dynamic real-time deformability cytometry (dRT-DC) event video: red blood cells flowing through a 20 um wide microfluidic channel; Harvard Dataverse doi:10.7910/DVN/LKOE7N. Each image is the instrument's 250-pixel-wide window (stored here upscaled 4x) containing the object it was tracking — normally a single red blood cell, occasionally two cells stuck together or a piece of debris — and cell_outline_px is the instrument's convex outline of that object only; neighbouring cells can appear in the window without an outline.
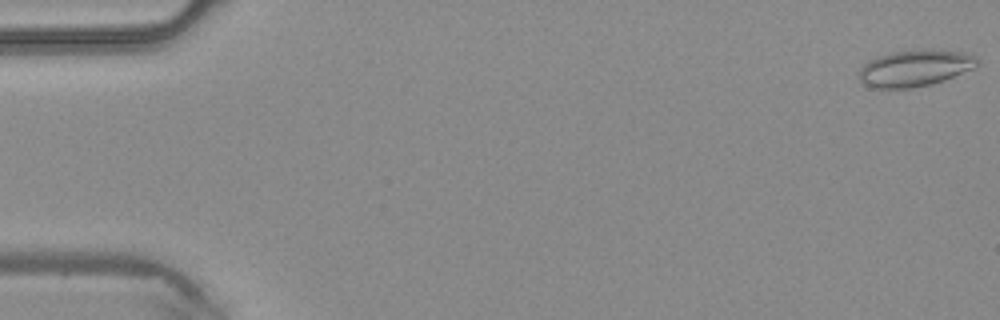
{"species": "common noctule bat (a hibernating species)", "species_latin": "Nyctalus noctula", "temperature_condition": "warm", "stored_images_in_passage": 46, "camera_frame_rate_fps": 3000, "um_per_image_px": 0.085, "animal": {"sex": "male", "body_mass_g": 20.4}, "frame": {"image": 1, "passage_image": 1, "time_ms": 0.0, "image_size_px": [1000, 320], "cell_outline_px": [[980, 64], [972, 68], [944, 80], [932, 84], [912, 88], [872, 88], [864, 84], [860, 80], [860, 68], [868, 60], [892, 52], [924, 48], [964, 52], [976, 56], [980, 60]], "centroid_in_image_um": [77.79, 5.78], "position_along_channel_um": 7.2, "area_um2": 25.32}}
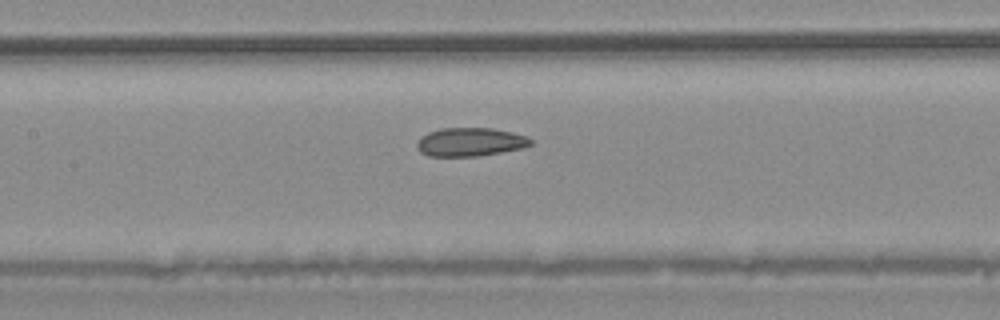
{"frame": {"image": 2, "passage_image": 22, "time_ms": 7.0, "image_size_px": [1000, 320], "cell_outline_px": [[532, 144], [524, 148], [480, 156], [428, 156], [420, 152], [416, 144], [428, 132], [440, 128], [492, 128], [512, 132], [528, 136], [532, 140]], "centroid_in_image_um": [40.01, 12.07], "position_along_channel_um": 167.4, "area_um2": 18.96}}
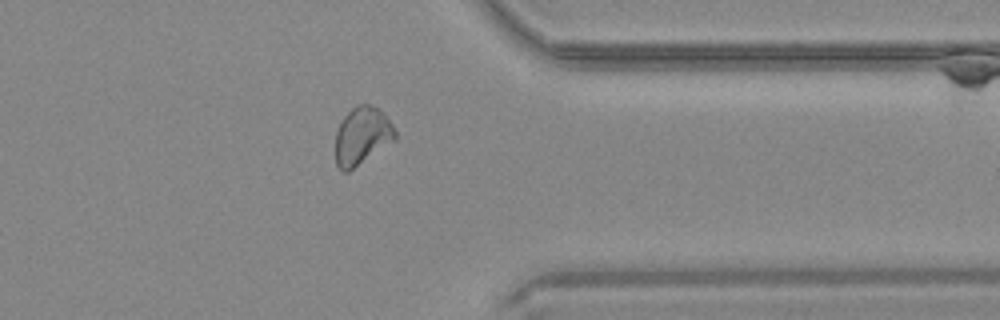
{"frame": {"image": 3, "passage_image": 37, "time_ms": 12.0, "image_size_px": [1000, 320], "cell_outline_px": [[396, 140], [348, 172], [344, 172], [336, 164], [336, 132], [344, 116], [356, 104], [368, 104], [384, 112], [392, 124], [396, 132]], "centroid_in_image_um": [30.79, 11.55], "position_along_channel_um": 380.6, "area_um2": 20.06}}